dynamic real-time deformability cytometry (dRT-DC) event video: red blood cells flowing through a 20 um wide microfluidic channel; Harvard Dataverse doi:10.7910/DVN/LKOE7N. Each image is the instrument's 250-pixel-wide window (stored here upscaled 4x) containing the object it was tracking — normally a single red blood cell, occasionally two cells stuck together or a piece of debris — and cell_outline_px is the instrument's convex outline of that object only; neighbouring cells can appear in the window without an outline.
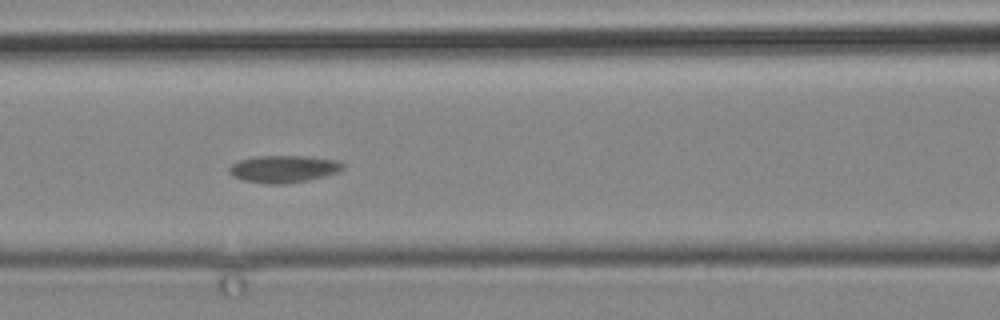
{"species": "common noctule bat (a hibernating species)", "species_latin": "Nyctalus noctula", "temperature_condition": "cold", "stored_images_in_passage": 5, "camera_frame_rate_fps": 3000, "um_per_image_px": 0.085, "animal": {"sex": "male", "body_mass_g": 19.2, "forearm_length_mm": 51.8}, "frame": {"image": 1, "passage_image": 3, "time_ms": 2.333, "image_size_px": [1000, 320], "cell_outline_px": [[344, 168], [340, 172], [308, 180], [284, 184], [268, 184], [244, 180], [232, 176], [228, 172], [228, 168], [232, 164], [240, 160], [256, 156], [304, 156], [336, 160], [344, 164]], "centroid_in_image_um": [24.11, 14.36], "position_along_channel_um": 142.5, "area_um2": 18.03}}
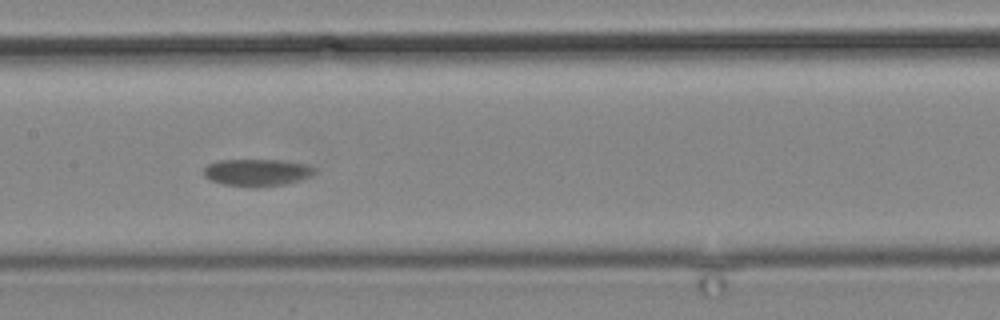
{"frame": {"image": 2, "passage_image": 4, "time_ms": 3.667, "image_size_px": [1000, 320], "cell_outline_px": [[316, 172], [312, 176], [300, 180], [284, 184], [256, 188], [224, 184], [212, 180], [204, 176], [204, 168], [208, 164], [216, 160], [280, 160], [308, 164], [316, 168]], "centroid_in_image_um": [21.88, 14.66], "position_along_channel_um": 185.5, "area_um2": 17.69}}
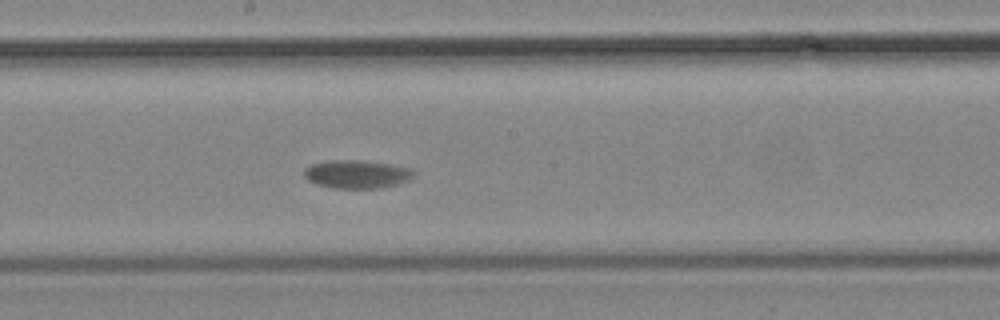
{"frame": {"image": 3, "passage_image": 5, "time_ms": 4.667, "image_size_px": [1000, 320], "cell_outline_px": [[416, 172], [408, 180], [396, 184], [380, 188], [336, 188], [316, 184], [308, 180], [304, 176], [304, 168], [312, 164], [328, 160], [360, 160], [388, 164], [408, 168]], "centroid_in_image_um": [30.29, 14.8], "position_along_channel_um": 217.9, "area_um2": 17.86}}